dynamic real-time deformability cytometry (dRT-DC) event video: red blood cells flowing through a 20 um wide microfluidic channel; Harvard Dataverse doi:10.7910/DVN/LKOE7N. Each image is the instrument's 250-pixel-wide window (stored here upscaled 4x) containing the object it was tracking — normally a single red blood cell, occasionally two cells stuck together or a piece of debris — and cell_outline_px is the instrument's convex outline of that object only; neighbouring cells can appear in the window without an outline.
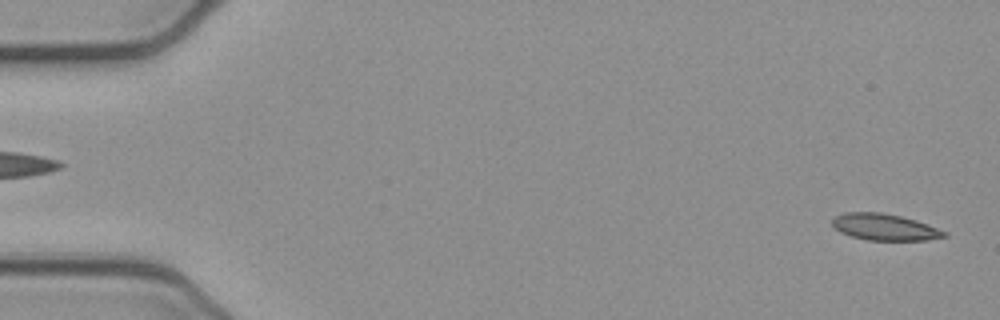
{"species": "common noctule bat (a hibernating species)", "species_latin": "Nyctalus noctula", "temperature_condition": "cold", "stored_images_in_passage": 53, "camera_frame_rate_fps": 3000, "um_per_image_px": 0.085, "animal": {"sex": "female", "body_mass_g": 21.9}, "frame": {"image": 1, "passage_image": 2, "time_ms": 0.333, "image_size_px": [1000, 320], "cell_outline_px": [[948, 236], [928, 240], [868, 240], [852, 236], [840, 232], [832, 224], [832, 220], [836, 216], [844, 212], [880, 212], [900, 216], [916, 220], [928, 224], [948, 232]], "centroid_in_image_um": [75.23, 19.3], "position_along_channel_um": 9.8, "area_um2": 17.28}}
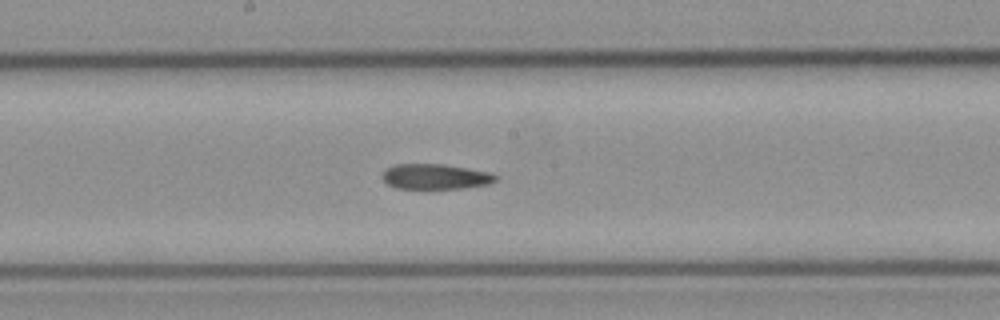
{"frame": {"image": 2, "passage_image": 28, "time_ms": 9.0, "image_size_px": [1000, 320], "cell_outline_px": [[500, 176], [496, 180], [488, 184], [464, 188], [396, 188], [388, 184], [380, 176], [384, 168], [396, 164], [444, 164], [492, 172]], "centroid_in_image_um": [37.01, 15.0], "position_along_channel_um": 211.2, "area_um2": 16.88}}
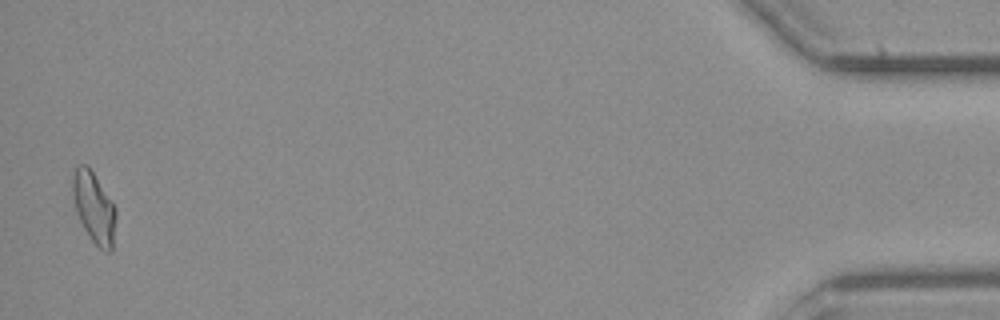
{"frame": {"image": 3, "passage_image": 52, "time_ms": 17.0, "image_size_px": [1000, 320], "cell_outline_px": [[116, 216], [112, 252], [104, 252], [92, 240], [84, 228], [76, 212], [72, 196], [72, 176], [76, 168], [80, 164], [88, 164], [116, 208]], "centroid_in_image_um": [7.98, 17.63], "position_along_channel_um": 427.2, "area_um2": 17.92}, "authors_computed_cell_mechanics": {"area_um2": 17.6868, "velocity_mm_per_s": 3.8764, "shape_relaxation_time_tau1_ms": null, "shape_relaxation_time_tau2_ms": 9.2206, "deformation_change_tau1": null, "deformation_change_tau2": 0.1823}}